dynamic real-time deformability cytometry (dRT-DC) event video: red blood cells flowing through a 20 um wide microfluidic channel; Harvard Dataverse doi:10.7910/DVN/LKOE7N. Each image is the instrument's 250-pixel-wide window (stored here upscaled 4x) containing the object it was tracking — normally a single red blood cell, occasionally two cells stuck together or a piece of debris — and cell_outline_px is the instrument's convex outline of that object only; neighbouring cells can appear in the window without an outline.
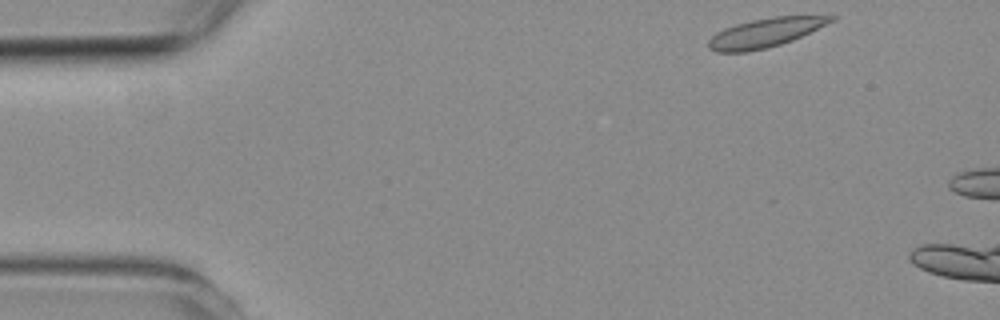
{"species": "common noctule bat (a hibernating species)", "species_latin": "Nyctalus noctula", "temperature_condition": "room temperature", "stored_images_in_passage": 2, "camera_frame_rate_fps": 3000, "um_per_image_px": 0.085, "animal": {"sex": "female", "body_mass_g": 19.3, "forearm_length_mm": 54.1}, "frame": {"image": 1, "passage_image": 1, "time_ms": 0.0, "image_size_px": [1000, 320], "cell_outline_px": [[836, 16], [832, 20], [792, 40], [780, 44], [764, 48], [744, 52], [716, 52], [708, 48], [708, 40], [716, 32], [724, 28], [736, 24], [752, 20], [776, 16]], "centroid_in_image_um": [64.93, 2.79], "position_along_channel_um": 20.1, "area_um2": 20.11}}